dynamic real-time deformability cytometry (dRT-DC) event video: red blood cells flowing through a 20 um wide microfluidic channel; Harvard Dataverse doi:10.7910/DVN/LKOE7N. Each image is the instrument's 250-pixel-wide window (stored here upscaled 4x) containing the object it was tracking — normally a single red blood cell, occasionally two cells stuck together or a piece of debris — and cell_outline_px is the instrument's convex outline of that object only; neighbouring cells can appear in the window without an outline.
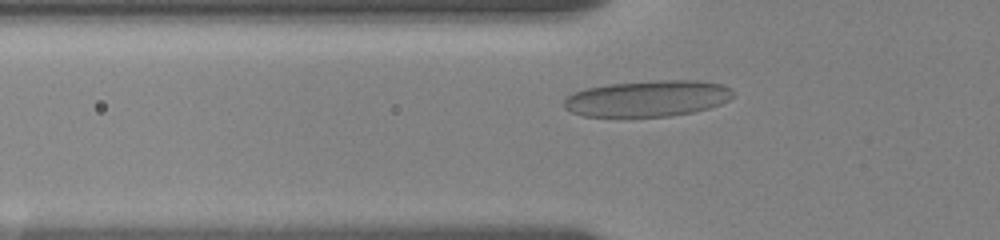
{"species": "human", "species_latin": "Homo sapiens", "temperature_condition": "room temperature", "stored_images_in_passage": 49, "camera_frame_rate_fps": 3000, "um_per_image_px": 0.085, "donor": {"sex": "female"}, "frame": {"image": 1, "passage_image": 12, "time_ms": 3.667, "image_size_px": [1000, 240], "cell_outline_px": [[736, 96], [720, 104], [708, 108], [692, 112], [668, 116], [584, 116], [572, 112], [564, 108], [564, 100], [568, 96], [584, 88], [608, 84], [660, 80], [696, 80], [724, 84], [732, 88]], "centroid_in_image_um": [55.09, 8.36], "position_along_channel_um": 70.7, "area_um2": 35.66}}
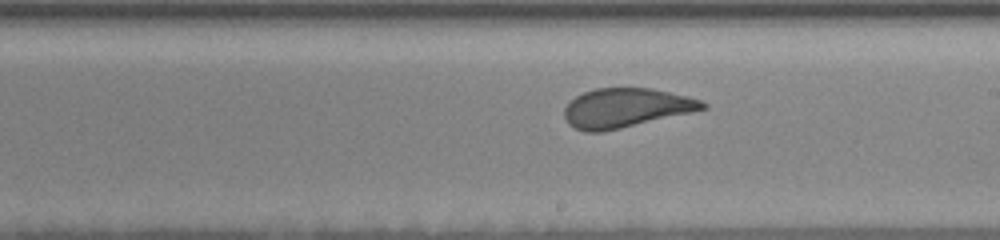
{"frame": {"image": 2, "passage_image": 26, "time_ms": 8.333, "image_size_px": [1000, 240], "cell_outline_px": [[708, 108], [692, 112], [604, 132], [584, 132], [568, 124], [564, 116], [564, 108], [576, 96], [584, 92], [596, 88], [652, 88], [688, 96], [700, 100], [708, 104]], "centroid_in_image_um": [53.21, 9.18], "position_along_channel_um": 235.8, "area_um2": 31.62}}
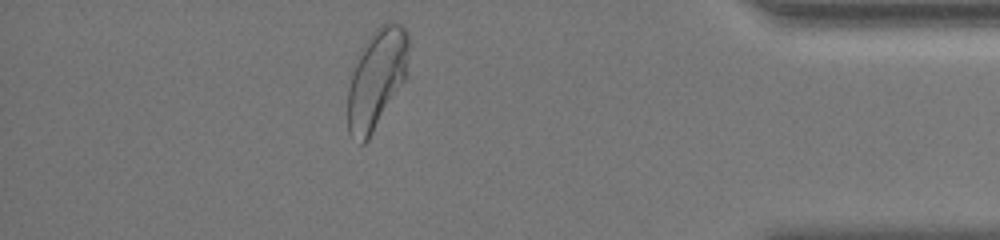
{"frame": {"image": 3, "passage_image": 43, "time_ms": 14.0, "image_size_px": [1000, 240], "cell_outline_px": [[408, 76], [368, 140], [364, 144], [360, 144], [348, 132], [348, 88], [352, 64], [360, 48], [368, 36], [380, 24], [388, 20], [392, 20], [404, 24], [408, 32]], "centroid_in_image_um": [32.02, 6.61], "position_along_channel_um": 403.2, "area_um2": 36.41}, "authors_computed_cell_mechanics": {"area_um2": 33.6974, "velocity_mm_per_s": 3.5361, "shape_relaxation_time_tau1_ms": 5.0914, "shape_relaxation_time_tau2_ms": null, "deformation_change_tau1": 0.1666, "deformation_change_tau2": null}}